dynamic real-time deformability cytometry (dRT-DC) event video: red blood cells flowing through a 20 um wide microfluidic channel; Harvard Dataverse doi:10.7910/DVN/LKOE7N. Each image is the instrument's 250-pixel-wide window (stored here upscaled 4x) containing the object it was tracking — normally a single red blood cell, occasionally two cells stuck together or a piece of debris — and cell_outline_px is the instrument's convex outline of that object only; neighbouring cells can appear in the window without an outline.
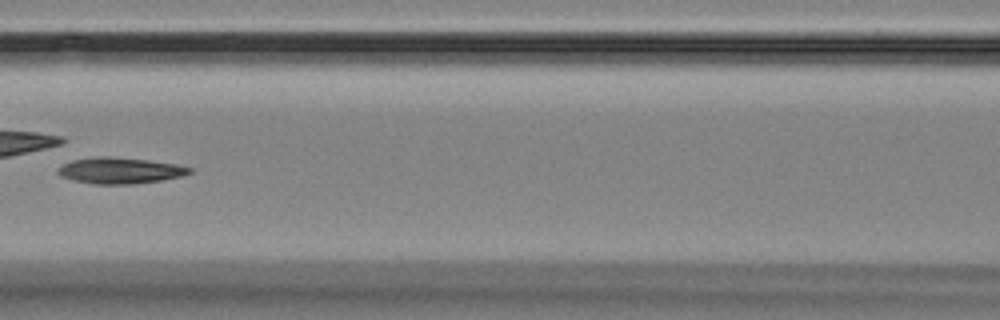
{"species": "Egyptian fruit bat (a non-hibernating species)", "species_latin": "Rousettus aegyptiacus", "temperature_condition": "room temperature", "stored_images_in_passage": 10, "camera_frame_rate_fps": 3000, "um_per_image_px": 0.085, "animal": {"sex": "female"}, "frame": {"image": 1, "passage_image": 6, "time_ms": 5.667, "image_size_px": [1000, 320], "cell_outline_px": [[192, 172], [184, 176], [160, 180], [132, 184], [92, 184], [72, 180], [60, 176], [56, 172], [64, 164], [72, 160], [100, 156], [104, 156], [148, 160], [176, 164], [192, 168]], "centroid_in_image_um": [10.2, 14.5], "position_along_channel_um": 156.4, "area_um2": 19.94}}